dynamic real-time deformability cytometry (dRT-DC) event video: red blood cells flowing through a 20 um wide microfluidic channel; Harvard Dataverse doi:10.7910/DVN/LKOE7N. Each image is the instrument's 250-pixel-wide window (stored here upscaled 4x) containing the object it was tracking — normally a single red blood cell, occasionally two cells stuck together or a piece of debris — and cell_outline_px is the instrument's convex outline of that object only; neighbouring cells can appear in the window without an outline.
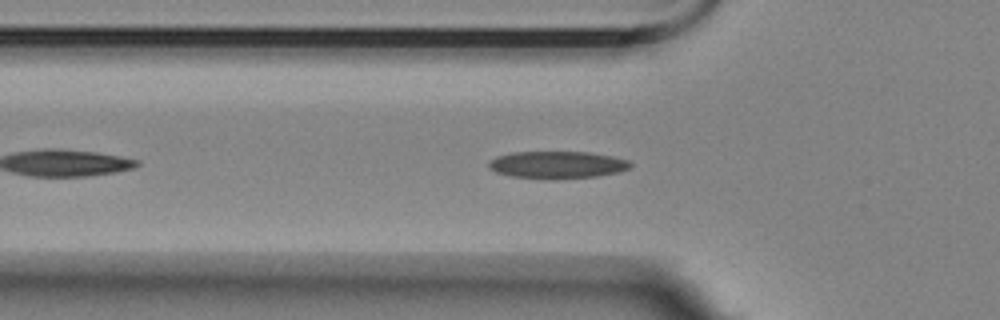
{"species": "Egyptian fruit bat (a non-hibernating species)", "species_latin": "Rousettus aegyptiacus", "temperature_condition": "room temperature", "stored_images_in_passage": 47, "camera_frame_rate_fps": 3000, "um_per_image_px": 0.085, "animal": {"sex": "female"}, "frame": {"image": 1, "passage_image": 8, "time_ms": 2.333, "image_size_px": [1000, 320], "cell_outline_px": [[632, 164], [628, 168], [620, 172], [596, 176], [552, 180], [512, 176], [496, 172], [488, 168], [488, 160], [496, 156], [512, 152], [588, 152], [612, 156], [628, 160]], "centroid_in_image_um": [47.33, 14.01], "position_along_channel_um": 78.5, "area_um2": 22.72}}
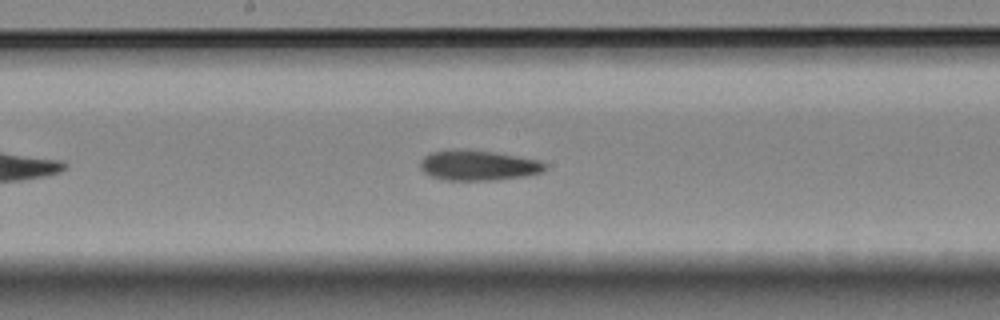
{"frame": {"image": 2, "passage_image": 19, "time_ms": 6.0, "image_size_px": [1000, 320], "cell_outline_px": [[548, 168], [544, 172], [524, 176], [496, 180], [444, 180], [432, 176], [424, 172], [420, 168], [420, 160], [424, 156], [432, 152], [452, 148], [464, 148], [492, 152], [540, 160], [548, 164]], "centroid_in_image_um": [40.66, 14.04], "position_along_channel_um": 207.5, "area_um2": 22.31}}
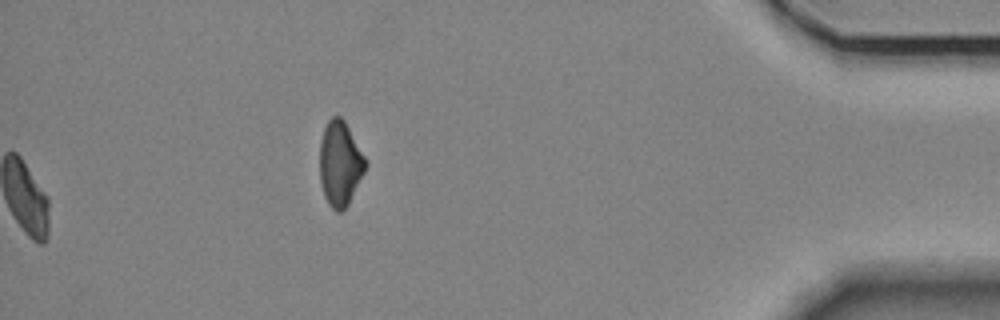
{"frame": {"image": 3, "passage_image": 47, "time_ms": 15.333, "image_size_px": [1000, 320], "cell_outline_px": [[368, 164], [348, 204], [340, 212], [336, 212], [328, 204], [324, 196], [320, 180], [320, 140], [324, 128], [328, 120], [332, 116], [340, 116], [344, 120], [364, 156]], "centroid_in_image_um": [28.89, 13.9], "position_along_channel_um": 406.3, "area_um2": 22.43}, "authors_computed_cell_mechanics": {"area_um2": 21.6172, "velocity_mm_per_s": 3.4915, "shape_relaxation_time_tau1_ms": 8.8879, "shape_relaxation_time_tau2_ms": 4.2624, "deformation_change_tau1": 0.2098, "deformation_change_tau2": 0.108}}